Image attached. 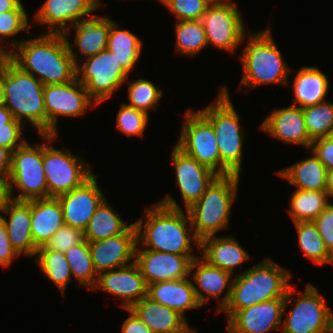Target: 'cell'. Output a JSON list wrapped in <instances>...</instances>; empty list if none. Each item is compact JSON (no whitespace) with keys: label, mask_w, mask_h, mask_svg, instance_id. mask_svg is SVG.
Masks as SVG:
<instances>
[{"label":"cell","mask_w":333,"mask_h":333,"mask_svg":"<svg viewBox=\"0 0 333 333\" xmlns=\"http://www.w3.org/2000/svg\"><path fill=\"white\" fill-rule=\"evenodd\" d=\"M7 57L43 85L64 84L76 79L80 63L73 43L61 33H45L27 40H14Z\"/></svg>","instance_id":"obj_1"},{"label":"cell","mask_w":333,"mask_h":333,"mask_svg":"<svg viewBox=\"0 0 333 333\" xmlns=\"http://www.w3.org/2000/svg\"><path fill=\"white\" fill-rule=\"evenodd\" d=\"M149 207L145 209V224L142 218L134 222L137 242L142 248L179 255H193L192 241L200 248L188 212L186 216L172 196L167 194L159 203Z\"/></svg>","instance_id":"obj_2"},{"label":"cell","mask_w":333,"mask_h":333,"mask_svg":"<svg viewBox=\"0 0 333 333\" xmlns=\"http://www.w3.org/2000/svg\"><path fill=\"white\" fill-rule=\"evenodd\" d=\"M291 278L290 272L265 259L245 272L233 277L231 295L220 312H225L227 320L237 311L275 298H285Z\"/></svg>","instance_id":"obj_3"},{"label":"cell","mask_w":333,"mask_h":333,"mask_svg":"<svg viewBox=\"0 0 333 333\" xmlns=\"http://www.w3.org/2000/svg\"><path fill=\"white\" fill-rule=\"evenodd\" d=\"M43 90L44 85L36 77L21 70L7 56L3 59L4 105L14 119L29 120L39 134H46Z\"/></svg>","instance_id":"obj_4"},{"label":"cell","mask_w":333,"mask_h":333,"mask_svg":"<svg viewBox=\"0 0 333 333\" xmlns=\"http://www.w3.org/2000/svg\"><path fill=\"white\" fill-rule=\"evenodd\" d=\"M227 87H221L216 102L199 112L211 123L220 158L221 176L241 175L244 133Z\"/></svg>","instance_id":"obj_5"},{"label":"cell","mask_w":333,"mask_h":333,"mask_svg":"<svg viewBox=\"0 0 333 333\" xmlns=\"http://www.w3.org/2000/svg\"><path fill=\"white\" fill-rule=\"evenodd\" d=\"M240 61L243 76L240 85L249 89L263 84H287L291 69L287 66L281 52L278 50L271 28L251 33L247 37Z\"/></svg>","instance_id":"obj_6"},{"label":"cell","mask_w":333,"mask_h":333,"mask_svg":"<svg viewBox=\"0 0 333 333\" xmlns=\"http://www.w3.org/2000/svg\"><path fill=\"white\" fill-rule=\"evenodd\" d=\"M239 177L218 176L200 199L186 210L198 240L229 227V216L237 196Z\"/></svg>","instance_id":"obj_7"},{"label":"cell","mask_w":333,"mask_h":333,"mask_svg":"<svg viewBox=\"0 0 333 333\" xmlns=\"http://www.w3.org/2000/svg\"><path fill=\"white\" fill-rule=\"evenodd\" d=\"M291 285L285 296L284 311L293 300L294 307L286 313L282 321V333H331L333 332V313L329 310L322 295L312 284H306L300 297ZM293 294V299L291 295Z\"/></svg>","instance_id":"obj_8"},{"label":"cell","mask_w":333,"mask_h":333,"mask_svg":"<svg viewBox=\"0 0 333 333\" xmlns=\"http://www.w3.org/2000/svg\"><path fill=\"white\" fill-rule=\"evenodd\" d=\"M43 143V171L45 172L48 198L58 197L82 185L94 172L81 157L71 154L69 149H56L47 145L57 135L40 134Z\"/></svg>","instance_id":"obj_9"},{"label":"cell","mask_w":333,"mask_h":333,"mask_svg":"<svg viewBox=\"0 0 333 333\" xmlns=\"http://www.w3.org/2000/svg\"><path fill=\"white\" fill-rule=\"evenodd\" d=\"M10 197L16 201L48 198L45 172L43 171V144L31 146L26 141L12 152L11 170L8 175ZM21 191L18 196L13 192Z\"/></svg>","instance_id":"obj_10"},{"label":"cell","mask_w":333,"mask_h":333,"mask_svg":"<svg viewBox=\"0 0 333 333\" xmlns=\"http://www.w3.org/2000/svg\"><path fill=\"white\" fill-rule=\"evenodd\" d=\"M85 60L87 61L76 65V78L98 106L127 82L129 74L108 49Z\"/></svg>","instance_id":"obj_11"},{"label":"cell","mask_w":333,"mask_h":333,"mask_svg":"<svg viewBox=\"0 0 333 333\" xmlns=\"http://www.w3.org/2000/svg\"><path fill=\"white\" fill-rule=\"evenodd\" d=\"M184 116L175 146L221 176V158L211 123L199 111L187 109Z\"/></svg>","instance_id":"obj_12"},{"label":"cell","mask_w":333,"mask_h":333,"mask_svg":"<svg viewBox=\"0 0 333 333\" xmlns=\"http://www.w3.org/2000/svg\"><path fill=\"white\" fill-rule=\"evenodd\" d=\"M241 17L235 2L214 0L201 19L208 45L235 52L247 37Z\"/></svg>","instance_id":"obj_13"},{"label":"cell","mask_w":333,"mask_h":333,"mask_svg":"<svg viewBox=\"0 0 333 333\" xmlns=\"http://www.w3.org/2000/svg\"><path fill=\"white\" fill-rule=\"evenodd\" d=\"M43 95L46 134L58 135L56 128L58 117H76L83 115L89 106H97L77 78L64 84L44 85Z\"/></svg>","instance_id":"obj_14"},{"label":"cell","mask_w":333,"mask_h":333,"mask_svg":"<svg viewBox=\"0 0 333 333\" xmlns=\"http://www.w3.org/2000/svg\"><path fill=\"white\" fill-rule=\"evenodd\" d=\"M101 6L100 0H45L35 12L34 20L49 27L47 33H61L68 37L72 35L68 24L74 26L79 21L92 18L91 13Z\"/></svg>","instance_id":"obj_15"},{"label":"cell","mask_w":333,"mask_h":333,"mask_svg":"<svg viewBox=\"0 0 333 333\" xmlns=\"http://www.w3.org/2000/svg\"><path fill=\"white\" fill-rule=\"evenodd\" d=\"M135 250V263L138 265L147 285L189 277L190 266L195 255H179L150 249Z\"/></svg>","instance_id":"obj_16"},{"label":"cell","mask_w":333,"mask_h":333,"mask_svg":"<svg viewBox=\"0 0 333 333\" xmlns=\"http://www.w3.org/2000/svg\"><path fill=\"white\" fill-rule=\"evenodd\" d=\"M285 298H275L237 310L228 320V333H270L282 326Z\"/></svg>","instance_id":"obj_17"},{"label":"cell","mask_w":333,"mask_h":333,"mask_svg":"<svg viewBox=\"0 0 333 333\" xmlns=\"http://www.w3.org/2000/svg\"><path fill=\"white\" fill-rule=\"evenodd\" d=\"M137 241V228L135 223H132L123 234L89 242L91 258L97 274L135 262Z\"/></svg>","instance_id":"obj_18"},{"label":"cell","mask_w":333,"mask_h":333,"mask_svg":"<svg viewBox=\"0 0 333 333\" xmlns=\"http://www.w3.org/2000/svg\"><path fill=\"white\" fill-rule=\"evenodd\" d=\"M172 162L176 170L175 179L187 210L200 199L219 175L176 146L172 150Z\"/></svg>","instance_id":"obj_19"},{"label":"cell","mask_w":333,"mask_h":333,"mask_svg":"<svg viewBox=\"0 0 333 333\" xmlns=\"http://www.w3.org/2000/svg\"><path fill=\"white\" fill-rule=\"evenodd\" d=\"M56 198L62 208L64 224L84 231L105 196L93 174L82 185Z\"/></svg>","instance_id":"obj_20"},{"label":"cell","mask_w":333,"mask_h":333,"mask_svg":"<svg viewBox=\"0 0 333 333\" xmlns=\"http://www.w3.org/2000/svg\"><path fill=\"white\" fill-rule=\"evenodd\" d=\"M100 289L123 300L122 308H130L147 296L148 285L141 274L138 265L133 262L118 270H109L98 275V280L93 288Z\"/></svg>","instance_id":"obj_21"},{"label":"cell","mask_w":333,"mask_h":333,"mask_svg":"<svg viewBox=\"0 0 333 333\" xmlns=\"http://www.w3.org/2000/svg\"><path fill=\"white\" fill-rule=\"evenodd\" d=\"M190 274L191 278L197 285L194 284V289L196 297L202 306L206 304L209 297L219 299L221 294L225 291V288H227L225 291L226 293L217 308V313H220L228 303L231 295L233 282V279L231 278L232 274L219 267L210 265L201 256L192 260ZM203 292L208 296L204 295Z\"/></svg>","instance_id":"obj_22"},{"label":"cell","mask_w":333,"mask_h":333,"mask_svg":"<svg viewBox=\"0 0 333 333\" xmlns=\"http://www.w3.org/2000/svg\"><path fill=\"white\" fill-rule=\"evenodd\" d=\"M261 129L285 143L311 147L313 140L305 126L302 108L294 105L271 111L261 124Z\"/></svg>","instance_id":"obj_23"},{"label":"cell","mask_w":333,"mask_h":333,"mask_svg":"<svg viewBox=\"0 0 333 333\" xmlns=\"http://www.w3.org/2000/svg\"><path fill=\"white\" fill-rule=\"evenodd\" d=\"M0 212L9 216V220L2 215L0 218L4 221L12 247L19 255L34 257L38 248L31 232V200L10 199L0 208Z\"/></svg>","instance_id":"obj_24"},{"label":"cell","mask_w":333,"mask_h":333,"mask_svg":"<svg viewBox=\"0 0 333 333\" xmlns=\"http://www.w3.org/2000/svg\"><path fill=\"white\" fill-rule=\"evenodd\" d=\"M129 309L151 329L152 333H196L189 328L187 319L177 311L154 302L147 296Z\"/></svg>","instance_id":"obj_25"},{"label":"cell","mask_w":333,"mask_h":333,"mask_svg":"<svg viewBox=\"0 0 333 333\" xmlns=\"http://www.w3.org/2000/svg\"><path fill=\"white\" fill-rule=\"evenodd\" d=\"M147 297L154 302L172 308L185 319L186 310L202 307L196 297L194 283L189 277L149 284Z\"/></svg>","instance_id":"obj_26"},{"label":"cell","mask_w":333,"mask_h":333,"mask_svg":"<svg viewBox=\"0 0 333 333\" xmlns=\"http://www.w3.org/2000/svg\"><path fill=\"white\" fill-rule=\"evenodd\" d=\"M201 257L210 265L233 274L234 269L250 260V254L232 236H208L200 241Z\"/></svg>","instance_id":"obj_27"},{"label":"cell","mask_w":333,"mask_h":333,"mask_svg":"<svg viewBox=\"0 0 333 333\" xmlns=\"http://www.w3.org/2000/svg\"><path fill=\"white\" fill-rule=\"evenodd\" d=\"M63 225V212L57 198L31 200V232L37 248L45 246Z\"/></svg>","instance_id":"obj_28"},{"label":"cell","mask_w":333,"mask_h":333,"mask_svg":"<svg viewBox=\"0 0 333 333\" xmlns=\"http://www.w3.org/2000/svg\"><path fill=\"white\" fill-rule=\"evenodd\" d=\"M329 86L327 75L318 67L302 66L293 82L295 98L291 105L304 108L321 103L325 101Z\"/></svg>","instance_id":"obj_29"},{"label":"cell","mask_w":333,"mask_h":333,"mask_svg":"<svg viewBox=\"0 0 333 333\" xmlns=\"http://www.w3.org/2000/svg\"><path fill=\"white\" fill-rule=\"evenodd\" d=\"M312 156L276 172L288 184L300 190L326 191L327 168L311 151Z\"/></svg>","instance_id":"obj_30"},{"label":"cell","mask_w":333,"mask_h":333,"mask_svg":"<svg viewBox=\"0 0 333 333\" xmlns=\"http://www.w3.org/2000/svg\"><path fill=\"white\" fill-rule=\"evenodd\" d=\"M76 50L85 58L106 50L110 33V17H92L74 25Z\"/></svg>","instance_id":"obj_31"},{"label":"cell","mask_w":333,"mask_h":333,"mask_svg":"<svg viewBox=\"0 0 333 333\" xmlns=\"http://www.w3.org/2000/svg\"><path fill=\"white\" fill-rule=\"evenodd\" d=\"M119 24L110 18V33L107 48L113 52L123 69L129 74L142 52V41L129 30L119 29Z\"/></svg>","instance_id":"obj_32"},{"label":"cell","mask_w":333,"mask_h":333,"mask_svg":"<svg viewBox=\"0 0 333 333\" xmlns=\"http://www.w3.org/2000/svg\"><path fill=\"white\" fill-rule=\"evenodd\" d=\"M116 213L105 198L92 215L87 228L84 230L85 240L95 242L123 234L131 224L127 225V222L125 223Z\"/></svg>","instance_id":"obj_33"},{"label":"cell","mask_w":333,"mask_h":333,"mask_svg":"<svg viewBox=\"0 0 333 333\" xmlns=\"http://www.w3.org/2000/svg\"><path fill=\"white\" fill-rule=\"evenodd\" d=\"M327 191L296 189L290 199V216L294 223L314 221L330 203Z\"/></svg>","instance_id":"obj_34"},{"label":"cell","mask_w":333,"mask_h":333,"mask_svg":"<svg viewBox=\"0 0 333 333\" xmlns=\"http://www.w3.org/2000/svg\"><path fill=\"white\" fill-rule=\"evenodd\" d=\"M35 262L58 289L65 293L71 281V270L65 253L51 249H37Z\"/></svg>","instance_id":"obj_35"},{"label":"cell","mask_w":333,"mask_h":333,"mask_svg":"<svg viewBox=\"0 0 333 333\" xmlns=\"http://www.w3.org/2000/svg\"><path fill=\"white\" fill-rule=\"evenodd\" d=\"M294 224L298 233L299 247L304 256L316 265L333 263V256L327 250L314 222H296Z\"/></svg>","instance_id":"obj_36"},{"label":"cell","mask_w":333,"mask_h":333,"mask_svg":"<svg viewBox=\"0 0 333 333\" xmlns=\"http://www.w3.org/2000/svg\"><path fill=\"white\" fill-rule=\"evenodd\" d=\"M65 256L77 283L93 290L98 280V274L91 258L89 242L84 240L73 246L65 252Z\"/></svg>","instance_id":"obj_37"},{"label":"cell","mask_w":333,"mask_h":333,"mask_svg":"<svg viewBox=\"0 0 333 333\" xmlns=\"http://www.w3.org/2000/svg\"><path fill=\"white\" fill-rule=\"evenodd\" d=\"M175 32L177 53L193 57L208 46L201 20H177Z\"/></svg>","instance_id":"obj_38"},{"label":"cell","mask_w":333,"mask_h":333,"mask_svg":"<svg viewBox=\"0 0 333 333\" xmlns=\"http://www.w3.org/2000/svg\"><path fill=\"white\" fill-rule=\"evenodd\" d=\"M305 126L312 140L326 137L333 130V103L325 101L302 108Z\"/></svg>","instance_id":"obj_39"},{"label":"cell","mask_w":333,"mask_h":333,"mask_svg":"<svg viewBox=\"0 0 333 333\" xmlns=\"http://www.w3.org/2000/svg\"><path fill=\"white\" fill-rule=\"evenodd\" d=\"M129 103H125L137 110L149 113V110L156 111V105L159 103L163 91L156 87L152 81L140 78L133 82L127 79Z\"/></svg>","instance_id":"obj_40"},{"label":"cell","mask_w":333,"mask_h":333,"mask_svg":"<svg viewBox=\"0 0 333 333\" xmlns=\"http://www.w3.org/2000/svg\"><path fill=\"white\" fill-rule=\"evenodd\" d=\"M28 14L21 3L15 10L0 13V50L6 55L9 51L4 46V39L11 38L19 34L20 31H28L30 33L28 22ZM3 40V41H2ZM3 42V43H2Z\"/></svg>","instance_id":"obj_41"},{"label":"cell","mask_w":333,"mask_h":333,"mask_svg":"<svg viewBox=\"0 0 333 333\" xmlns=\"http://www.w3.org/2000/svg\"><path fill=\"white\" fill-rule=\"evenodd\" d=\"M116 117V127L124 135L143 137L149 121L147 113L122 103Z\"/></svg>","instance_id":"obj_42"},{"label":"cell","mask_w":333,"mask_h":333,"mask_svg":"<svg viewBox=\"0 0 333 333\" xmlns=\"http://www.w3.org/2000/svg\"><path fill=\"white\" fill-rule=\"evenodd\" d=\"M84 240L83 230L64 224L55 232L45 246L39 247L38 249H51L65 253L73 246L82 243Z\"/></svg>","instance_id":"obj_43"},{"label":"cell","mask_w":333,"mask_h":333,"mask_svg":"<svg viewBox=\"0 0 333 333\" xmlns=\"http://www.w3.org/2000/svg\"><path fill=\"white\" fill-rule=\"evenodd\" d=\"M214 0H172L166 7L177 17L176 20H201Z\"/></svg>","instance_id":"obj_44"},{"label":"cell","mask_w":333,"mask_h":333,"mask_svg":"<svg viewBox=\"0 0 333 333\" xmlns=\"http://www.w3.org/2000/svg\"><path fill=\"white\" fill-rule=\"evenodd\" d=\"M313 222L327 250L333 256V204L329 203Z\"/></svg>","instance_id":"obj_45"},{"label":"cell","mask_w":333,"mask_h":333,"mask_svg":"<svg viewBox=\"0 0 333 333\" xmlns=\"http://www.w3.org/2000/svg\"><path fill=\"white\" fill-rule=\"evenodd\" d=\"M23 123L13 119L8 123V128H0V145L10 149L12 152L22 146L26 142L22 136Z\"/></svg>","instance_id":"obj_46"},{"label":"cell","mask_w":333,"mask_h":333,"mask_svg":"<svg viewBox=\"0 0 333 333\" xmlns=\"http://www.w3.org/2000/svg\"><path fill=\"white\" fill-rule=\"evenodd\" d=\"M327 169L333 168V143L326 137L313 140L309 149Z\"/></svg>","instance_id":"obj_47"},{"label":"cell","mask_w":333,"mask_h":333,"mask_svg":"<svg viewBox=\"0 0 333 333\" xmlns=\"http://www.w3.org/2000/svg\"><path fill=\"white\" fill-rule=\"evenodd\" d=\"M18 256L20 255L11 245L4 221L0 218V265L8 267Z\"/></svg>","instance_id":"obj_48"},{"label":"cell","mask_w":333,"mask_h":333,"mask_svg":"<svg viewBox=\"0 0 333 333\" xmlns=\"http://www.w3.org/2000/svg\"><path fill=\"white\" fill-rule=\"evenodd\" d=\"M124 310L128 311L130 316L122 325V333H152L151 329L148 328L131 309L124 308Z\"/></svg>","instance_id":"obj_49"},{"label":"cell","mask_w":333,"mask_h":333,"mask_svg":"<svg viewBox=\"0 0 333 333\" xmlns=\"http://www.w3.org/2000/svg\"><path fill=\"white\" fill-rule=\"evenodd\" d=\"M12 151L0 145V173L7 176L11 170Z\"/></svg>","instance_id":"obj_50"},{"label":"cell","mask_w":333,"mask_h":333,"mask_svg":"<svg viewBox=\"0 0 333 333\" xmlns=\"http://www.w3.org/2000/svg\"><path fill=\"white\" fill-rule=\"evenodd\" d=\"M11 199L9 191V178L0 173V208Z\"/></svg>","instance_id":"obj_51"},{"label":"cell","mask_w":333,"mask_h":333,"mask_svg":"<svg viewBox=\"0 0 333 333\" xmlns=\"http://www.w3.org/2000/svg\"><path fill=\"white\" fill-rule=\"evenodd\" d=\"M13 119L11 111L4 104L0 105V128H8Z\"/></svg>","instance_id":"obj_52"},{"label":"cell","mask_w":333,"mask_h":333,"mask_svg":"<svg viewBox=\"0 0 333 333\" xmlns=\"http://www.w3.org/2000/svg\"><path fill=\"white\" fill-rule=\"evenodd\" d=\"M21 3V0H0V13L15 10Z\"/></svg>","instance_id":"obj_53"},{"label":"cell","mask_w":333,"mask_h":333,"mask_svg":"<svg viewBox=\"0 0 333 333\" xmlns=\"http://www.w3.org/2000/svg\"><path fill=\"white\" fill-rule=\"evenodd\" d=\"M326 191L328 192L330 198H333V168L327 169L326 175Z\"/></svg>","instance_id":"obj_54"},{"label":"cell","mask_w":333,"mask_h":333,"mask_svg":"<svg viewBox=\"0 0 333 333\" xmlns=\"http://www.w3.org/2000/svg\"><path fill=\"white\" fill-rule=\"evenodd\" d=\"M4 104V93H3V60L0 64V105Z\"/></svg>","instance_id":"obj_55"},{"label":"cell","mask_w":333,"mask_h":333,"mask_svg":"<svg viewBox=\"0 0 333 333\" xmlns=\"http://www.w3.org/2000/svg\"><path fill=\"white\" fill-rule=\"evenodd\" d=\"M326 138L333 143V130L326 136Z\"/></svg>","instance_id":"obj_56"},{"label":"cell","mask_w":333,"mask_h":333,"mask_svg":"<svg viewBox=\"0 0 333 333\" xmlns=\"http://www.w3.org/2000/svg\"><path fill=\"white\" fill-rule=\"evenodd\" d=\"M6 56H7V55H6L3 51L0 50V64H1L2 60H3Z\"/></svg>","instance_id":"obj_57"},{"label":"cell","mask_w":333,"mask_h":333,"mask_svg":"<svg viewBox=\"0 0 333 333\" xmlns=\"http://www.w3.org/2000/svg\"><path fill=\"white\" fill-rule=\"evenodd\" d=\"M170 1L172 0H160V2L163 3V5H167Z\"/></svg>","instance_id":"obj_58"}]
</instances>
